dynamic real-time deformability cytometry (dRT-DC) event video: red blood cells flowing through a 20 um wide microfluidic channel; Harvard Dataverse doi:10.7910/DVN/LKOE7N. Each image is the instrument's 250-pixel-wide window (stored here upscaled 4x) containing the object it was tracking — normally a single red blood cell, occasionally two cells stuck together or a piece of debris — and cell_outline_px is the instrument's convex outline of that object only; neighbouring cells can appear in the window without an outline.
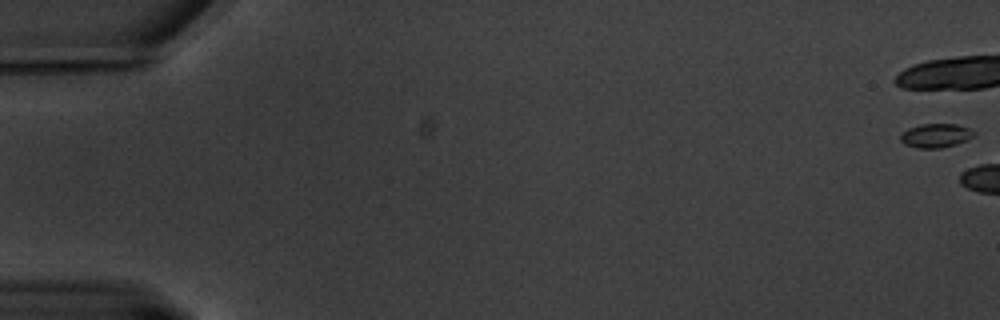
{"species": "common noctule bat (a hibernating species)", "species_latin": "Nyctalus noctula", "temperature_condition": "warm", "stored_images_in_passage": 7, "camera_frame_rate_fps": 3000, "um_per_image_px": 0.085, "animal": {"sex": "male", "body_mass_g": 20.1, "forearm_length_mm": 53.5}, "frame": {"image": 1, "passage_image": 1, "time_ms": 0.0, "image_size_px": [1000, 320], "cell_outline_px": [[976, 132], [972, 136], [956, 144], [940, 148], [916, 148], [904, 144], [900, 140], [900, 136], [908, 128], [920, 124], [956, 124], [968, 128]], "centroid_in_image_um": [79.5, 11.52], "position_along_channel_um": 5.5, "area_um2": 10.12}}